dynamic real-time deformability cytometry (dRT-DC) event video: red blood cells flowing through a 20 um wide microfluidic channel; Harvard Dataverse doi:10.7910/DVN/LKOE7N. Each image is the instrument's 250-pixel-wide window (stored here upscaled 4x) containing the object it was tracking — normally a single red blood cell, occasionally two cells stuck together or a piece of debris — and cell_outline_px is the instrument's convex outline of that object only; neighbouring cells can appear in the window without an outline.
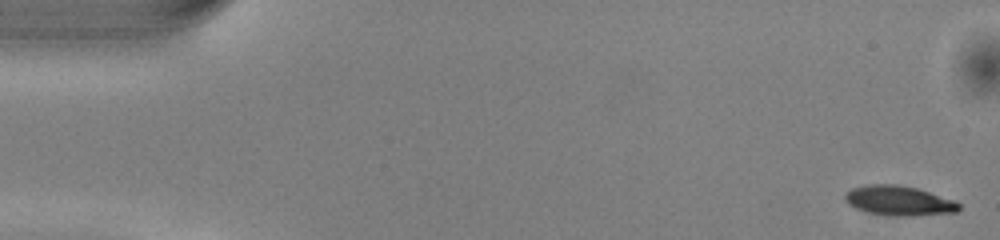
{"species": "common noctule bat (a hibernating species)", "species_latin": "Nyctalus noctula", "temperature_condition": "warm", "stored_images_in_passage": 50, "camera_frame_rate_fps": 3000, "um_per_image_px": 0.085, "animal": {"sex": "male", "body_mass_g": 13.0, "forearm_length_mm": 53.1}, "frame": {"image": 1, "passage_image": 1, "time_ms": 0.0, "image_size_px": [1000, 240], "cell_outline_px": [[960, 208], [956, 212], [912, 216], [900, 216], [868, 212], [856, 208], [848, 204], [844, 200], [844, 196], [852, 188], [868, 184], [896, 184], [916, 188], [956, 200], [960, 204]], "centroid_in_image_um": [76.43, 17.05], "position_along_channel_um": 8.6, "area_um2": 19.65}}
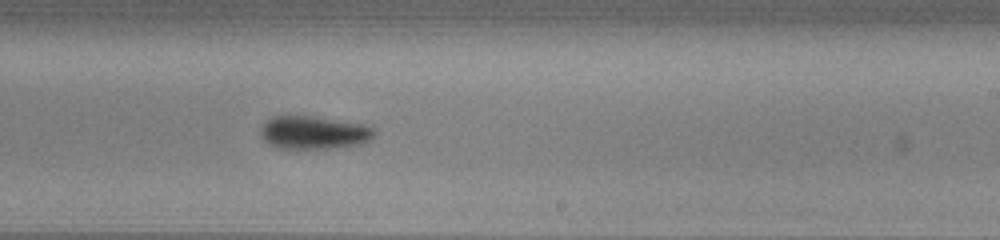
{"frame": {"image": 2, "passage_image": 30, "time_ms": 9.667, "image_size_px": [1000, 240], "cell_outline_px": [[376, 132], [368, 140], [360, 144], [332, 148], [280, 148], [268, 144], [260, 136], [260, 132], [264, 124], [272, 116], [312, 116], [360, 124], [376, 128]], "centroid_in_image_um": [26.65, 11.27], "position_along_channel_um": 262.4, "area_um2": 21.62}}
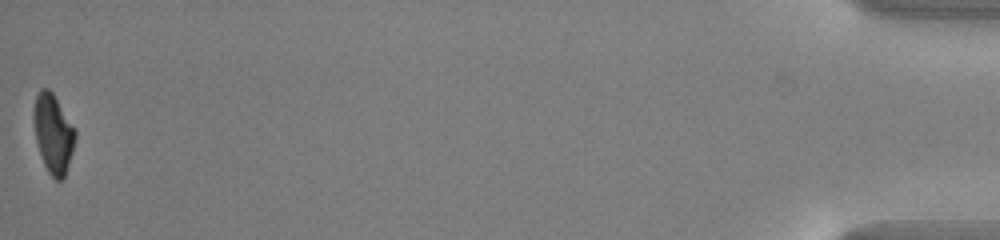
{"frame": {"image": 3, "passage_image": 50, "time_ms": 16.333, "image_size_px": [1000, 240], "cell_outline_px": [[76, 136], [72, 152], [64, 176], [60, 180], [56, 180], [48, 172], [44, 164], [36, 140], [32, 116], [36, 96], [40, 88], [48, 88], [52, 92], [76, 132]], "centroid_in_image_um": [4.5, 11.33], "position_along_channel_um": 430.7, "area_um2": 18.67}, "authors_computed_cell_mechanics": {"area_um2": 21.097, "velocity_mm_per_s": 4.0714, "shape_relaxation_time_tau1_ms": 3.3806, "shape_relaxation_time_tau2_ms": null, "deformation_change_tau1": 0.1371, "deformation_change_tau2": null}}